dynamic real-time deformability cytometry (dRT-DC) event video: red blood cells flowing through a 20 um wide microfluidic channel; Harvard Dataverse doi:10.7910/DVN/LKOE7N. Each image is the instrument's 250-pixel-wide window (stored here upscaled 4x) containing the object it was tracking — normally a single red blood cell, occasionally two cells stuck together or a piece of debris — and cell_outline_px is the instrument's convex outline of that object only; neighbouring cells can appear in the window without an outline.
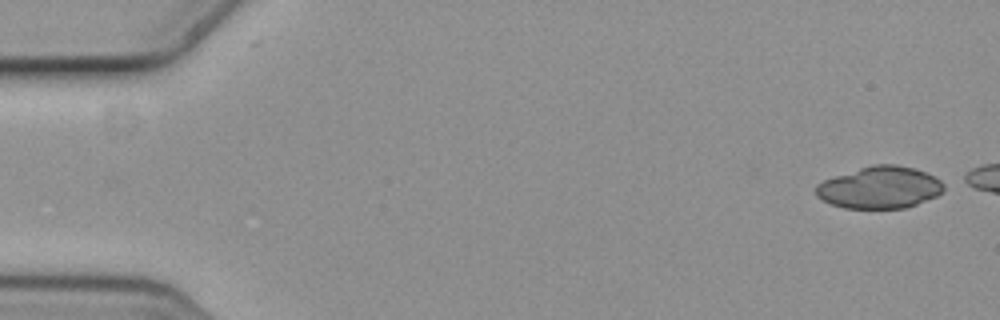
{"species": "common noctule bat (a hibernating species)", "species_latin": "Nyctalus noctula", "temperature_condition": "cold", "stored_images_in_passage": 4, "camera_frame_rate_fps": 3000, "um_per_image_px": 0.085, "animal": {"sex": "female", "body_mass_g": 19.3, "forearm_length_mm": 54.1}, "frame": {"image": 1, "passage_image": 1, "time_ms": 0.0, "image_size_px": [1000, 320], "cell_outline_px": [[944, 188], [936, 196], [916, 204], [904, 208], [844, 208], [832, 204], [816, 196], [816, 184], [824, 180], [872, 164], [896, 164], [912, 168], [924, 172], [940, 180], [944, 184]], "centroid_in_image_um": [74.76, 15.94], "position_along_channel_um": 10.2, "area_um2": 30.87}}